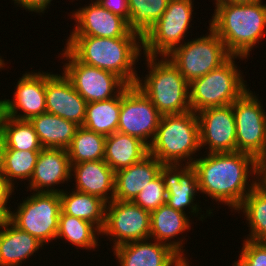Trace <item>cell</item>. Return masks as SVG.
Here are the masks:
<instances>
[{
	"mask_svg": "<svg viewBox=\"0 0 266 266\" xmlns=\"http://www.w3.org/2000/svg\"><path fill=\"white\" fill-rule=\"evenodd\" d=\"M193 7L192 0H169L163 15L142 38L144 55L167 56L180 46L192 27Z\"/></svg>",
	"mask_w": 266,
	"mask_h": 266,
	"instance_id": "cell-9",
	"label": "cell"
},
{
	"mask_svg": "<svg viewBox=\"0 0 266 266\" xmlns=\"http://www.w3.org/2000/svg\"><path fill=\"white\" fill-rule=\"evenodd\" d=\"M106 136L80 126L67 148L70 164L103 160Z\"/></svg>",
	"mask_w": 266,
	"mask_h": 266,
	"instance_id": "cell-32",
	"label": "cell"
},
{
	"mask_svg": "<svg viewBox=\"0 0 266 266\" xmlns=\"http://www.w3.org/2000/svg\"><path fill=\"white\" fill-rule=\"evenodd\" d=\"M169 0H128L129 29L142 38L163 15Z\"/></svg>",
	"mask_w": 266,
	"mask_h": 266,
	"instance_id": "cell-33",
	"label": "cell"
},
{
	"mask_svg": "<svg viewBox=\"0 0 266 266\" xmlns=\"http://www.w3.org/2000/svg\"><path fill=\"white\" fill-rule=\"evenodd\" d=\"M62 51L68 62L63 73L87 103L116 97L127 86L116 74L80 62L66 47Z\"/></svg>",
	"mask_w": 266,
	"mask_h": 266,
	"instance_id": "cell-11",
	"label": "cell"
},
{
	"mask_svg": "<svg viewBox=\"0 0 266 266\" xmlns=\"http://www.w3.org/2000/svg\"><path fill=\"white\" fill-rule=\"evenodd\" d=\"M1 135L5 150L41 151L43 149L34 126L29 120H19L4 115Z\"/></svg>",
	"mask_w": 266,
	"mask_h": 266,
	"instance_id": "cell-31",
	"label": "cell"
},
{
	"mask_svg": "<svg viewBox=\"0 0 266 266\" xmlns=\"http://www.w3.org/2000/svg\"><path fill=\"white\" fill-rule=\"evenodd\" d=\"M61 74L46 73V112L82 126L87 102Z\"/></svg>",
	"mask_w": 266,
	"mask_h": 266,
	"instance_id": "cell-18",
	"label": "cell"
},
{
	"mask_svg": "<svg viewBox=\"0 0 266 266\" xmlns=\"http://www.w3.org/2000/svg\"><path fill=\"white\" fill-rule=\"evenodd\" d=\"M91 2L70 15L76 24L69 36L141 37L129 29V22L125 18L105 9L97 0Z\"/></svg>",
	"mask_w": 266,
	"mask_h": 266,
	"instance_id": "cell-15",
	"label": "cell"
},
{
	"mask_svg": "<svg viewBox=\"0 0 266 266\" xmlns=\"http://www.w3.org/2000/svg\"><path fill=\"white\" fill-rule=\"evenodd\" d=\"M215 2L253 3L260 0H214Z\"/></svg>",
	"mask_w": 266,
	"mask_h": 266,
	"instance_id": "cell-43",
	"label": "cell"
},
{
	"mask_svg": "<svg viewBox=\"0 0 266 266\" xmlns=\"http://www.w3.org/2000/svg\"><path fill=\"white\" fill-rule=\"evenodd\" d=\"M4 65H5V62H4V60L2 59V57H0V68H1V69H4V68H3V67H5Z\"/></svg>",
	"mask_w": 266,
	"mask_h": 266,
	"instance_id": "cell-45",
	"label": "cell"
},
{
	"mask_svg": "<svg viewBox=\"0 0 266 266\" xmlns=\"http://www.w3.org/2000/svg\"><path fill=\"white\" fill-rule=\"evenodd\" d=\"M244 213L251 231L249 240L266 242V188L259 182L237 209Z\"/></svg>",
	"mask_w": 266,
	"mask_h": 266,
	"instance_id": "cell-29",
	"label": "cell"
},
{
	"mask_svg": "<svg viewBox=\"0 0 266 266\" xmlns=\"http://www.w3.org/2000/svg\"><path fill=\"white\" fill-rule=\"evenodd\" d=\"M10 210L9 220L19 229L28 232L46 245L56 240L61 212L59 193L33 192Z\"/></svg>",
	"mask_w": 266,
	"mask_h": 266,
	"instance_id": "cell-8",
	"label": "cell"
},
{
	"mask_svg": "<svg viewBox=\"0 0 266 266\" xmlns=\"http://www.w3.org/2000/svg\"><path fill=\"white\" fill-rule=\"evenodd\" d=\"M66 48L80 62L110 71L127 85L136 84L139 76L134 66L142 55V37L69 36Z\"/></svg>",
	"mask_w": 266,
	"mask_h": 266,
	"instance_id": "cell-2",
	"label": "cell"
},
{
	"mask_svg": "<svg viewBox=\"0 0 266 266\" xmlns=\"http://www.w3.org/2000/svg\"><path fill=\"white\" fill-rule=\"evenodd\" d=\"M149 240L133 241L112 248L120 266H184L187 263L170 246Z\"/></svg>",
	"mask_w": 266,
	"mask_h": 266,
	"instance_id": "cell-19",
	"label": "cell"
},
{
	"mask_svg": "<svg viewBox=\"0 0 266 266\" xmlns=\"http://www.w3.org/2000/svg\"><path fill=\"white\" fill-rule=\"evenodd\" d=\"M206 154L196 158L192 164L197 172L200 193L237 210L259 183L262 163L239 151ZM251 176L255 181L248 180Z\"/></svg>",
	"mask_w": 266,
	"mask_h": 266,
	"instance_id": "cell-1",
	"label": "cell"
},
{
	"mask_svg": "<svg viewBox=\"0 0 266 266\" xmlns=\"http://www.w3.org/2000/svg\"><path fill=\"white\" fill-rule=\"evenodd\" d=\"M70 174L71 164L66 149L43 148L28 187L30 192L60 193L62 190L55 189L54 186L64 184L65 181L68 183Z\"/></svg>",
	"mask_w": 266,
	"mask_h": 266,
	"instance_id": "cell-20",
	"label": "cell"
},
{
	"mask_svg": "<svg viewBox=\"0 0 266 266\" xmlns=\"http://www.w3.org/2000/svg\"><path fill=\"white\" fill-rule=\"evenodd\" d=\"M144 56L149 71L145 78H137L135 86L150 99L162 115L191 111L189 83L179 69L166 56H162V60L157 56Z\"/></svg>",
	"mask_w": 266,
	"mask_h": 266,
	"instance_id": "cell-4",
	"label": "cell"
},
{
	"mask_svg": "<svg viewBox=\"0 0 266 266\" xmlns=\"http://www.w3.org/2000/svg\"><path fill=\"white\" fill-rule=\"evenodd\" d=\"M5 115V109H4V99L0 100V134H1V124L3 117Z\"/></svg>",
	"mask_w": 266,
	"mask_h": 266,
	"instance_id": "cell-44",
	"label": "cell"
},
{
	"mask_svg": "<svg viewBox=\"0 0 266 266\" xmlns=\"http://www.w3.org/2000/svg\"><path fill=\"white\" fill-rule=\"evenodd\" d=\"M105 9L125 18L129 22L128 0H97Z\"/></svg>",
	"mask_w": 266,
	"mask_h": 266,
	"instance_id": "cell-37",
	"label": "cell"
},
{
	"mask_svg": "<svg viewBox=\"0 0 266 266\" xmlns=\"http://www.w3.org/2000/svg\"><path fill=\"white\" fill-rule=\"evenodd\" d=\"M150 214L133 201L112 200L106 204L105 222L100 235L111 236L113 248L150 239Z\"/></svg>",
	"mask_w": 266,
	"mask_h": 266,
	"instance_id": "cell-13",
	"label": "cell"
},
{
	"mask_svg": "<svg viewBox=\"0 0 266 266\" xmlns=\"http://www.w3.org/2000/svg\"><path fill=\"white\" fill-rule=\"evenodd\" d=\"M189 218L191 217H188L186 213L175 210L167 204L161 205L150 214V239L170 246L186 262H189L184 253L185 249L183 250L185 240L178 241L173 238L191 229L192 223ZM171 239L174 240L171 241Z\"/></svg>",
	"mask_w": 266,
	"mask_h": 266,
	"instance_id": "cell-22",
	"label": "cell"
},
{
	"mask_svg": "<svg viewBox=\"0 0 266 266\" xmlns=\"http://www.w3.org/2000/svg\"><path fill=\"white\" fill-rule=\"evenodd\" d=\"M259 176V182L266 188V167L261 168Z\"/></svg>",
	"mask_w": 266,
	"mask_h": 266,
	"instance_id": "cell-42",
	"label": "cell"
},
{
	"mask_svg": "<svg viewBox=\"0 0 266 266\" xmlns=\"http://www.w3.org/2000/svg\"><path fill=\"white\" fill-rule=\"evenodd\" d=\"M243 247L233 266H266V242L243 240Z\"/></svg>",
	"mask_w": 266,
	"mask_h": 266,
	"instance_id": "cell-36",
	"label": "cell"
},
{
	"mask_svg": "<svg viewBox=\"0 0 266 266\" xmlns=\"http://www.w3.org/2000/svg\"><path fill=\"white\" fill-rule=\"evenodd\" d=\"M14 1V4L19 6L20 8H24L25 10L27 9L28 11L31 12H36V13H45V10L48 8L51 4L52 0H12Z\"/></svg>",
	"mask_w": 266,
	"mask_h": 266,
	"instance_id": "cell-38",
	"label": "cell"
},
{
	"mask_svg": "<svg viewBox=\"0 0 266 266\" xmlns=\"http://www.w3.org/2000/svg\"><path fill=\"white\" fill-rule=\"evenodd\" d=\"M262 167H266V160L262 163Z\"/></svg>",
	"mask_w": 266,
	"mask_h": 266,
	"instance_id": "cell-46",
	"label": "cell"
},
{
	"mask_svg": "<svg viewBox=\"0 0 266 266\" xmlns=\"http://www.w3.org/2000/svg\"><path fill=\"white\" fill-rule=\"evenodd\" d=\"M160 175L167 191L166 204L183 213L184 209L189 207L191 214L198 216L202 209L194 202L196 193L200 192L195 168L184 163L162 164Z\"/></svg>",
	"mask_w": 266,
	"mask_h": 266,
	"instance_id": "cell-16",
	"label": "cell"
},
{
	"mask_svg": "<svg viewBox=\"0 0 266 266\" xmlns=\"http://www.w3.org/2000/svg\"><path fill=\"white\" fill-rule=\"evenodd\" d=\"M101 231L91 222L64 214H59V224L56 239H65L76 247L95 251Z\"/></svg>",
	"mask_w": 266,
	"mask_h": 266,
	"instance_id": "cell-30",
	"label": "cell"
},
{
	"mask_svg": "<svg viewBox=\"0 0 266 266\" xmlns=\"http://www.w3.org/2000/svg\"><path fill=\"white\" fill-rule=\"evenodd\" d=\"M161 118L162 114L138 87L127 85L121 91L118 132L136 137L149 147Z\"/></svg>",
	"mask_w": 266,
	"mask_h": 266,
	"instance_id": "cell-12",
	"label": "cell"
},
{
	"mask_svg": "<svg viewBox=\"0 0 266 266\" xmlns=\"http://www.w3.org/2000/svg\"><path fill=\"white\" fill-rule=\"evenodd\" d=\"M248 88L232 104L236 123V151L266 160V112L263 105Z\"/></svg>",
	"mask_w": 266,
	"mask_h": 266,
	"instance_id": "cell-10",
	"label": "cell"
},
{
	"mask_svg": "<svg viewBox=\"0 0 266 266\" xmlns=\"http://www.w3.org/2000/svg\"><path fill=\"white\" fill-rule=\"evenodd\" d=\"M70 176H75L74 190L97 196L106 203L113 200L115 172L104 160L71 164Z\"/></svg>",
	"mask_w": 266,
	"mask_h": 266,
	"instance_id": "cell-21",
	"label": "cell"
},
{
	"mask_svg": "<svg viewBox=\"0 0 266 266\" xmlns=\"http://www.w3.org/2000/svg\"><path fill=\"white\" fill-rule=\"evenodd\" d=\"M149 147L140 139L121 132L106 136L104 161L114 172L141 161Z\"/></svg>",
	"mask_w": 266,
	"mask_h": 266,
	"instance_id": "cell-25",
	"label": "cell"
},
{
	"mask_svg": "<svg viewBox=\"0 0 266 266\" xmlns=\"http://www.w3.org/2000/svg\"><path fill=\"white\" fill-rule=\"evenodd\" d=\"M120 109L121 92L108 100L87 103L82 127L105 136L111 135L117 131Z\"/></svg>",
	"mask_w": 266,
	"mask_h": 266,
	"instance_id": "cell-28",
	"label": "cell"
},
{
	"mask_svg": "<svg viewBox=\"0 0 266 266\" xmlns=\"http://www.w3.org/2000/svg\"><path fill=\"white\" fill-rule=\"evenodd\" d=\"M15 87L14 99H4L6 116L30 120L46 112V72H26Z\"/></svg>",
	"mask_w": 266,
	"mask_h": 266,
	"instance_id": "cell-17",
	"label": "cell"
},
{
	"mask_svg": "<svg viewBox=\"0 0 266 266\" xmlns=\"http://www.w3.org/2000/svg\"><path fill=\"white\" fill-rule=\"evenodd\" d=\"M246 59L231 56L218 68L189 83V104L198 113L207 108L232 105L246 90L247 84L235 64V60Z\"/></svg>",
	"mask_w": 266,
	"mask_h": 266,
	"instance_id": "cell-6",
	"label": "cell"
},
{
	"mask_svg": "<svg viewBox=\"0 0 266 266\" xmlns=\"http://www.w3.org/2000/svg\"><path fill=\"white\" fill-rule=\"evenodd\" d=\"M199 122L197 114L162 115L155 138L149 146V154L163 164L192 165L193 154L200 151Z\"/></svg>",
	"mask_w": 266,
	"mask_h": 266,
	"instance_id": "cell-5",
	"label": "cell"
},
{
	"mask_svg": "<svg viewBox=\"0 0 266 266\" xmlns=\"http://www.w3.org/2000/svg\"><path fill=\"white\" fill-rule=\"evenodd\" d=\"M5 143L2 135L0 134V174H3L4 170V152H5Z\"/></svg>",
	"mask_w": 266,
	"mask_h": 266,
	"instance_id": "cell-41",
	"label": "cell"
},
{
	"mask_svg": "<svg viewBox=\"0 0 266 266\" xmlns=\"http://www.w3.org/2000/svg\"><path fill=\"white\" fill-rule=\"evenodd\" d=\"M14 188L7 182L3 174H0V204H7Z\"/></svg>",
	"mask_w": 266,
	"mask_h": 266,
	"instance_id": "cell-39",
	"label": "cell"
},
{
	"mask_svg": "<svg viewBox=\"0 0 266 266\" xmlns=\"http://www.w3.org/2000/svg\"><path fill=\"white\" fill-rule=\"evenodd\" d=\"M162 164L148 154L141 161L116 171L113 200L133 201L143 188L160 174Z\"/></svg>",
	"mask_w": 266,
	"mask_h": 266,
	"instance_id": "cell-23",
	"label": "cell"
},
{
	"mask_svg": "<svg viewBox=\"0 0 266 266\" xmlns=\"http://www.w3.org/2000/svg\"><path fill=\"white\" fill-rule=\"evenodd\" d=\"M197 114L200 147L206 153L236 151V123L232 105L204 109Z\"/></svg>",
	"mask_w": 266,
	"mask_h": 266,
	"instance_id": "cell-14",
	"label": "cell"
},
{
	"mask_svg": "<svg viewBox=\"0 0 266 266\" xmlns=\"http://www.w3.org/2000/svg\"><path fill=\"white\" fill-rule=\"evenodd\" d=\"M215 2L209 27L232 56L247 58L266 35V4Z\"/></svg>",
	"mask_w": 266,
	"mask_h": 266,
	"instance_id": "cell-3",
	"label": "cell"
},
{
	"mask_svg": "<svg viewBox=\"0 0 266 266\" xmlns=\"http://www.w3.org/2000/svg\"><path fill=\"white\" fill-rule=\"evenodd\" d=\"M71 190H73L72 193L65 192L64 189L59 193L61 211L64 214L89 221L101 231L105 222L107 203L97 196Z\"/></svg>",
	"mask_w": 266,
	"mask_h": 266,
	"instance_id": "cell-27",
	"label": "cell"
},
{
	"mask_svg": "<svg viewBox=\"0 0 266 266\" xmlns=\"http://www.w3.org/2000/svg\"><path fill=\"white\" fill-rule=\"evenodd\" d=\"M39 154L40 151L5 150L3 176L12 187L17 179L30 181Z\"/></svg>",
	"mask_w": 266,
	"mask_h": 266,
	"instance_id": "cell-34",
	"label": "cell"
},
{
	"mask_svg": "<svg viewBox=\"0 0 266 266\" xmlns=\"http://www.w3.org/2000/svg\"><path fill=\"white\" fill-rule=\"evenodd\" d=\"M29 121L33 124L43 148L67 150L80 127L74 122L48 112L33 116Z\"/></svg>",
	"mask_w": 266,
	"mask_h": 266,
	"instance_id": "cell-26",
	"label": "cell"
},
{
	"mask_svg": "<svg viewBox=\"0 0 266 266\" xmlns=\"http://www.w3.org/2000/svg\"><path fill=\"white\" fill-rule=\"evenodd\" d=\"M8 204H0V230L8 223L10 218V207Z\"/></svg>",
	"mask_w": 266,
	"mask_h": 266,
	"instance_id": "cell-40",
	"label": "cell"
},
{
	"mask_svg": "<svg viewBox=\"0 0 266 266\" xmlns=\"http://www.w3.org/2000/svg\"><path fill=\"white\" fill-rule=\"evenodd\" d=\"M44 246L37 238L16 227L10 220L0 230V266H21Z\"/></svg>",
	"mask_w": 266,
	"mask_h": 266,
	"instance_id": "cell-24",
	"label": "cell"
},
{
	"mask_svg": "<svg viewBox=\"0 0 266 266\" xmlns=\"http://www.w3.org/2000/svg\"><path fill=\"white\" fill-rule=\"evenodd\" d=\"M208 30L209 35L185 41L166 56L188 83L218 68L232 56L218 35L210 27Z\"/></svg>",
	"mask_w": 266,
	"mask_h": 266,
	"instance_id": "cell-7",
	"label": "cell"
},
{
	"mask_svg": "<svg viewBox=\"0 0 266 266\" xmlns=\"http://www.w3.org/2000/svg\"><path fill=\"white\" fill-rule=\"evenodd\" d=\"M166 199V187L164 186V181L159 174L154 180L150 181L145 188H143L133 202L151 213L152 211L158 209L161 205L166 204Z\"/></svg>",
	"mask_w": 266,
	"mask_h": 266,
	"instance_id": "cell-35",
	"label": "cell"
}]
</instances>
